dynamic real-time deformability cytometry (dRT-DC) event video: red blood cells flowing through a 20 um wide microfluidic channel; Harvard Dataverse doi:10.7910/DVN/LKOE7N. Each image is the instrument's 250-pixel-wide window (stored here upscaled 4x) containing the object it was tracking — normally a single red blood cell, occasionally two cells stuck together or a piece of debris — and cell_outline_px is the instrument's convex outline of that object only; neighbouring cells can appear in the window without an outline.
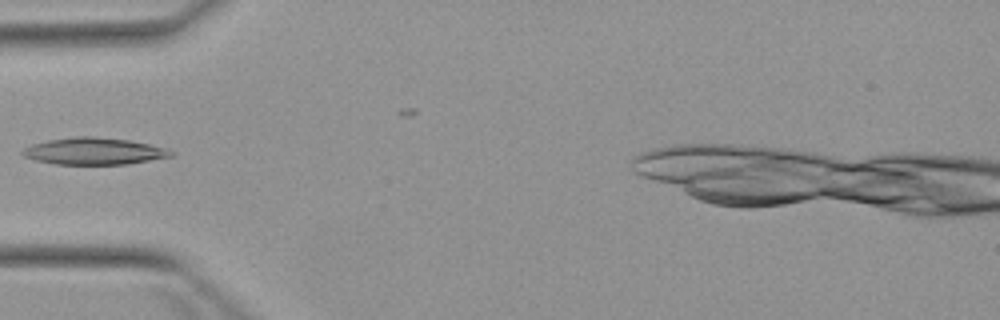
{"species": "Egyptian fruit bat (a non-hibernating species)", "species_latin": "Rousettus aegyptiacus", "temperature_condition": "warm", "stored_images_in_passage": 6, "camera_frame_rate_fps": 3000, "um_per_image_px": 0.085, "animal": {"sex": "female"}, "frame": {"image": 1, "passage_image": 5, "time_ms": 4.667, "image_size_px": [1000, 320], "cell_outline_px": [[176, 152], [172, 156], [128, 164], [56, 164], [36, 160], [24, 156], [20, 152], [24, 148], [32, 144], [48, 140], [76, 136], [92, 136], [128, 140], [148, 144], [164, 148]], "centroid_in_image_um": [7.98, 12.85], "position_along_channel_um": 77.0, "area_um2": 23.06}}